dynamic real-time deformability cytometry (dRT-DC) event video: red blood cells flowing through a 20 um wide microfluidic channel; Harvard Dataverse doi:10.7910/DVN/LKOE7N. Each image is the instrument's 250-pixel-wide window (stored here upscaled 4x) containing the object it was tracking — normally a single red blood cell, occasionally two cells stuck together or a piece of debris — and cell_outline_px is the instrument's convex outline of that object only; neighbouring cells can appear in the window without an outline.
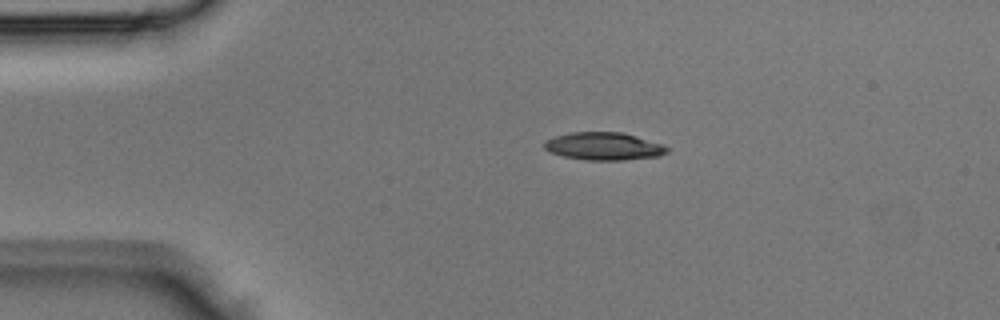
{"species": "Egyptian fruit bat (a non-hibernating species)", "species_latin": "Rousettus aegyptiacus", "temperature_condition": "room temperature", "stored_images_in_passage": 3, "camera_frame_rate_fps": 3000, "um_per_image_px": 0.085, "animal": {"sex": "male"}, "frame": {"image": 1, "passage_image": 2, "time_ms": 0.333, "image_size_px": [1000, 320], "cell_outline_px": [[668, 152], [660, 156], [624, 160], [584, 160], [564, 156], [548, 152], [544, 148], [544, 144], [548, 140], [556, 136], [572, 132], [620, 132], [636, 136], [664, 144], [668, 148]], "centroid_in_image_um": [51.35, 12.44], "position_along_channel_um": 33.7, "area_um2": 19.83}}